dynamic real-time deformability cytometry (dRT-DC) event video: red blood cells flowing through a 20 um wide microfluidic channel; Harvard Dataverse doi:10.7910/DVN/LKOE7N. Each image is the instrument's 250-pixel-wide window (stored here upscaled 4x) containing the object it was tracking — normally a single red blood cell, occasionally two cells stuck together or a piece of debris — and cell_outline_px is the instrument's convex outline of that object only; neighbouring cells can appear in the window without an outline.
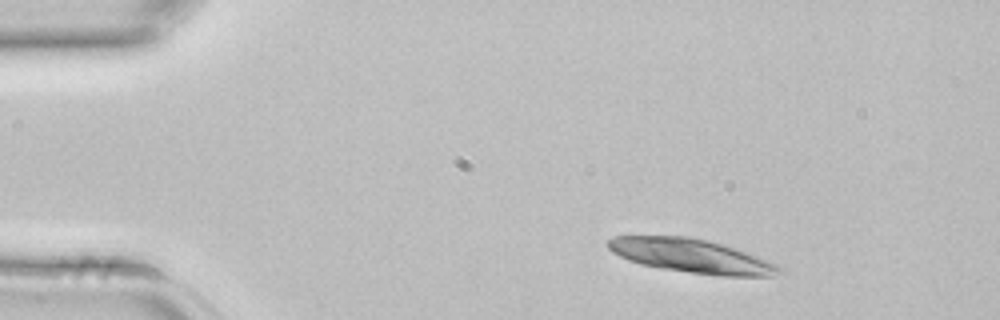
{"species": "common noctule bat (a hibernating species)", "species_latin": "Nyctalus noctula", "temperature_condition": "room temperature", "stored_images_in_passage": 3, "camera_frame_rate_fps": 3000, "um_per_image_px": 0.085, "animal": {"sex": "female", "body_mass_g": 22.7, "forearm_length_mm": 54.2}, "frame": {"image": 1, "passage_image": 1, "time_ms": 0.0, "image_size_px": [1000, 320], "cell_outline_px": [[784, 272], [772, 276], [720, 276], [660, 268], [640, 264], [628, 260], [612, 252], [608, 248], [608, 240], [612, 236], [688, 236], [708, 240], [724, 244], [748, 252], [768, 260], [784, 268]], "centroid_in_image_um": [58.81, 21.75], "position_along_channel_um": 26.2, "area_um2": 33.99}}